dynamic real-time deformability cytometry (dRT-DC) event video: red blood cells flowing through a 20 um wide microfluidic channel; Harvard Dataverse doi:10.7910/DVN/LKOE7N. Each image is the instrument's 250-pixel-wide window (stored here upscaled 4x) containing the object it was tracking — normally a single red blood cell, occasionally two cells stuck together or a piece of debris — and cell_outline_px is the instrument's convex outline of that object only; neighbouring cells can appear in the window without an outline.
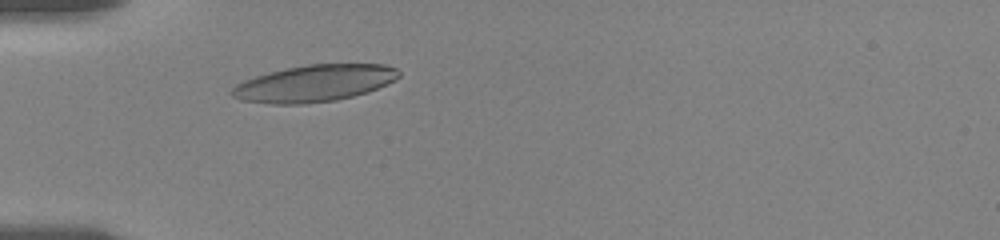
{"species": "human", "species_latin": "Homo sapiens", "temperature_condition": "room temperature", "stored_images_in_passage": 10, "camera_frame_rate_fps": 3000, "um_per_image_px": 0.085, "donor": {"sex": "female"}, "frame": {"image": 1, "passage_image": 4, "time_ms": 2.333, "image_size_px": [1000, 240], "cell_outline_px": [[400, 76], [368, 92], [336, 100], [304, 104], [272, 104], [240, 100], [232, 96], [232, 88], [236, 84], [244, 80], [268, 72], [308, 64], [384, 64], [396, 68], [400, 72]], "centroid_in_image_um": [26.69, 7.08], "position_along_channel_um": 58.3, "area_um2": 35.55}}
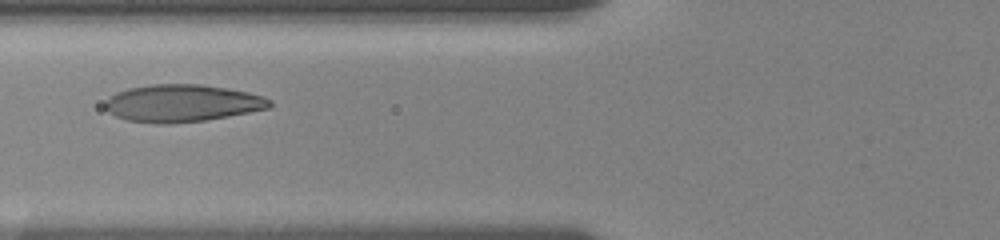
{"frame": {"image": 2, "passage_image": 6, "time_ms": 4.0, "image_size_px": [1000, 240], "cell_outline_px": [[272, 104], [268, 108], [228, 116], [204, 120], [168, 124], [156, 124], [128, 120], [116, 116], [108, 112], [104, 108], [104, 100], [116, 92], [128, 88], [152, 84], [200, 84], [248, 92], [264, 96], [272, 100]], "centroid_in_image_um": [15.44, 8.77], "position_along_channel_um": 110.4, "area_um2": 35.84}}
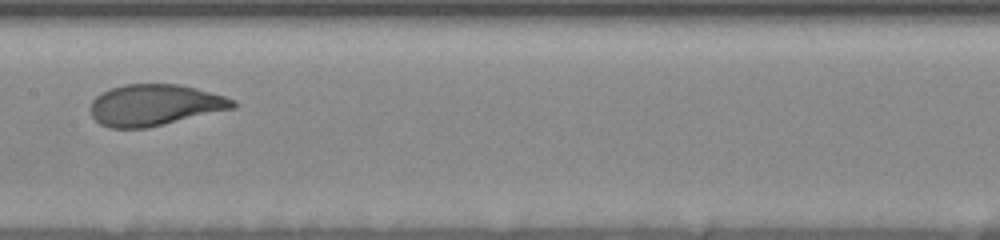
{"frame": {"image": 3, "passage_image": 9, "time_ms": 6.333, "image_size_px": [1000, 240], "cell_outline_px": [[236, 108], [148, 128], [108, 128], [100, 124], [92, 116], [92, 100], [96, 96], [112, 88], [124, 84], [176, 84], [196, 88], [224, 96], [236, 100]], "centroid_in_image_um": [13.18, 8.94], "position_along_channel_um": 194.2, "area_um2": 34.22}}